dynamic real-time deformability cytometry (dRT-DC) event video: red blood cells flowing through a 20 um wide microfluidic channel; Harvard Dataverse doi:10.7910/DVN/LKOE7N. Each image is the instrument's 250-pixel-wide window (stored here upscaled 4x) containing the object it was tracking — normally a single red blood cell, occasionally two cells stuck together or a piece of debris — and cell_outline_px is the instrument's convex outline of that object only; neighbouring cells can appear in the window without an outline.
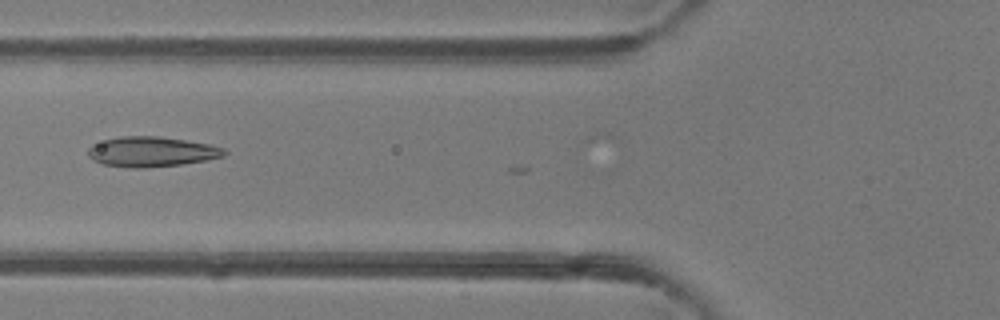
{"species": "common noctule bat (a hibernating species)", "species_latin": "Nyctalus noctula", "temperature_condition": "room temperature", "stored_images_in_passage": 4, "camera_frame_rate_fps": 3000, "um_per_image_px": 0.085, "animal": {"sex": "female"}, "frame": {"image": 1, "passage_image": 3, "time_ms": 3.333, "image_size_px": [1000, 320], "cell_outline_px": [[228, 152], [224, 156], [204, 160], [180, 164], [144, 168], [132, 168], [104, 164], [92, 160], [88, 156], [88, 148], [92, 144], [104, 140], [120, 136], [160, 136], [208, 144], [224, 148]], "centroid_in_image_um": [12.85, 12.89], "position_along_channel_um": 112.9, "area_um2": 23.76}}